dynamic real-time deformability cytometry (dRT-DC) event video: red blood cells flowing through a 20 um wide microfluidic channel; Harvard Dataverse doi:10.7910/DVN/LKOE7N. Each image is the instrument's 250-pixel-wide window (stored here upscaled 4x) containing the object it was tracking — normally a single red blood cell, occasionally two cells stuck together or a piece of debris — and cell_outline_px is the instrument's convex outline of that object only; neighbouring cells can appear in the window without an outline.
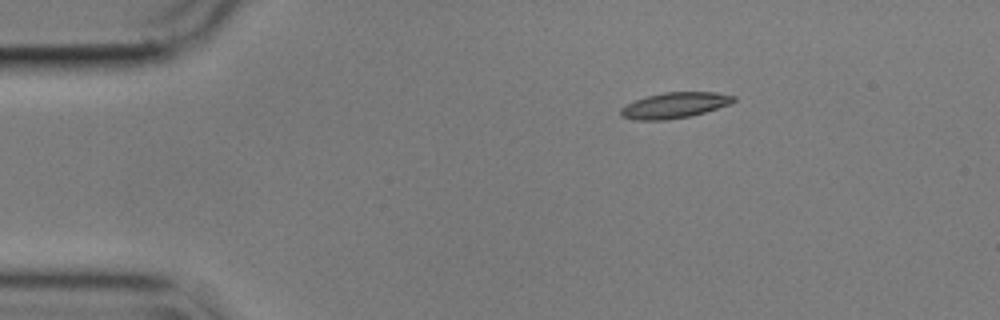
{"species": "common noctule bat (a hibernating species)", "species_latin": "Nyctalus noctula", "temperature_condition": "cold", "stored_images_in_passage": 43, "camera_frame_rate_fps": 3000, "um_per_image_px": 0.085, "animal": {"sex": "male", "body_mass_g": 17.9}, "frame": {"image": 1, "passage_image": 1, "time_ms": 0.0, "image_size_px": [1000, 320], "cell_outline_px": [[736, 100], [732, 104], [704, 112], [688, 116], [664, 120], [632, 120], [620, 116], [620, 108], [636, 100], [648, 96], [664, 92], [716, 92], [736, 96]], "centroid_in_image_um": [57.36, 8.95], "position_along_channel_um": 27.6, "area_um2": 16.88}}
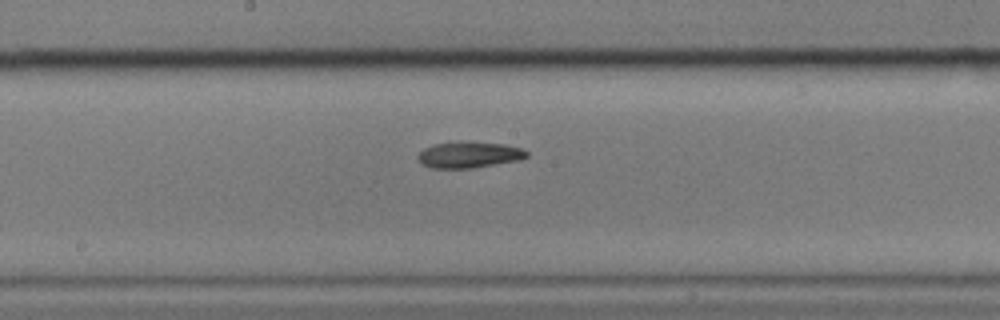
{"frame": {"image": 2, "passage_image": 21, "time_ms": 6.667, "image_size_px": [1000, 320], "cell_outline_px": [[528, 156], [520, 160], [472, 168], [432, 168], [420, 164], [416, 156], [424, 148], [436, 144], [504, 144], [524, 148], [528, 152]], "centroid_in_image_um": [39.88, 13.2], "position_along_channel_um": 208.3, "area_um2": 15.95}}
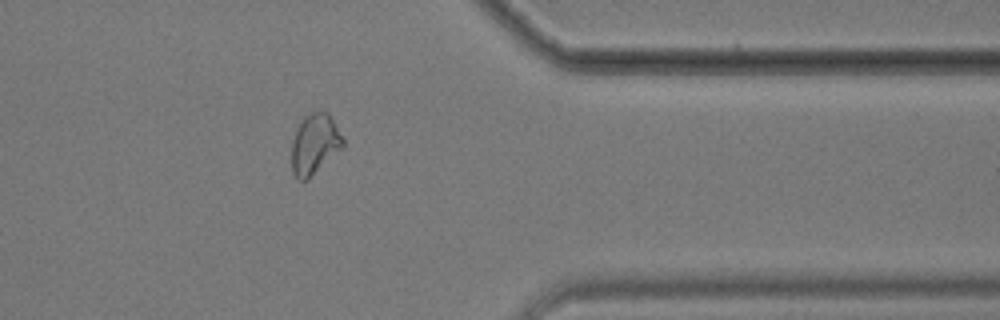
{"frame": {"image": 3, "passage_image": 37, "time_ms": 12.0, "image_size_px": [1000, 320], "cell_outline_px": [[344, 148], [308, 180], [300, 180], [292, 172], [292, 140], [296, 128], [300, 120], [308, 112], [328, 112], [344, 140]], "centroid_in_image_um": [26.75, 12.26], "position_along_channel_um": 384.7, "area_um2": 18.32}}